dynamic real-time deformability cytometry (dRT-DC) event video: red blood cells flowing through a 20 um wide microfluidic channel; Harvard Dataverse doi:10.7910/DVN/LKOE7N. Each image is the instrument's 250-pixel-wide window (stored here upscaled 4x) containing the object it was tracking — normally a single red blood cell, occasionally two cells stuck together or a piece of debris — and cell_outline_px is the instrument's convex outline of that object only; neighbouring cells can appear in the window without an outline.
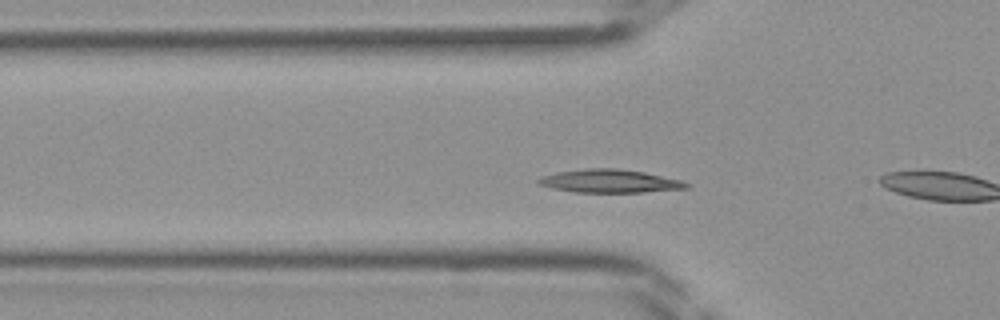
{"species": "Egyptian fruit bat (a non-hibernating species)", "species_latin": "Rousettus aegyptiacus", "temperature_condition": "room temperature", "stored_images_in_passage": 41, "camera_frame_rate_fps": 3000, "um_per_image_px": 0.085, "frame": {"image": 1, "passage_image": 10, "time_ms": 3.0, "image_size_px": [1000, 320], "cell_outline_px": [[692, 184], [688, 188], [644, 192], [572, 192], [552, 188], [540, 184], [536, 180], [540, 176], [560, 172], [588, 168], [616, 168], [644, 172], [680, 180]], "centroid_in_image_um": [51.84, 15.4], "position_along_channel_um": 74.0, "area_um2": 19.88}}
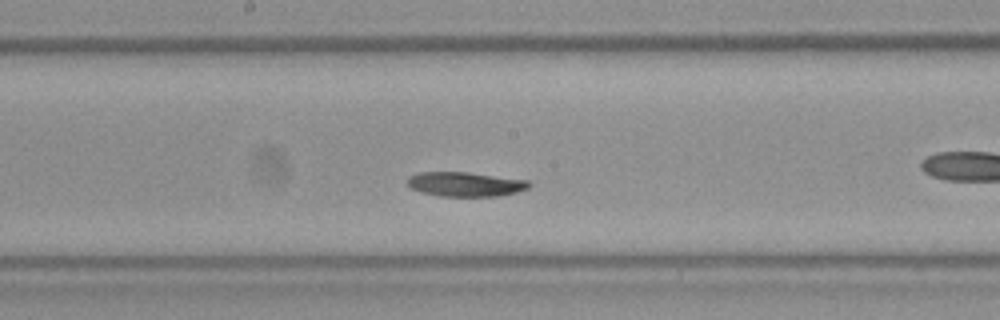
{"frame": {"image": 2, "passage_image": 19, "time_ms": 6.0, "image_size_px": [1000, 320], "cell_outline_px": [[532, 184], [528, 188], [516, 192], [500, 196], [440, 196], [420, 192], [408, 188], [408, 176], [420, 172], [468, 172], [528, 180]], "centroid_in_image_um": [39.53, 15.66], "position_along_channel_um": 208.7, "area_um2": 17.46}}
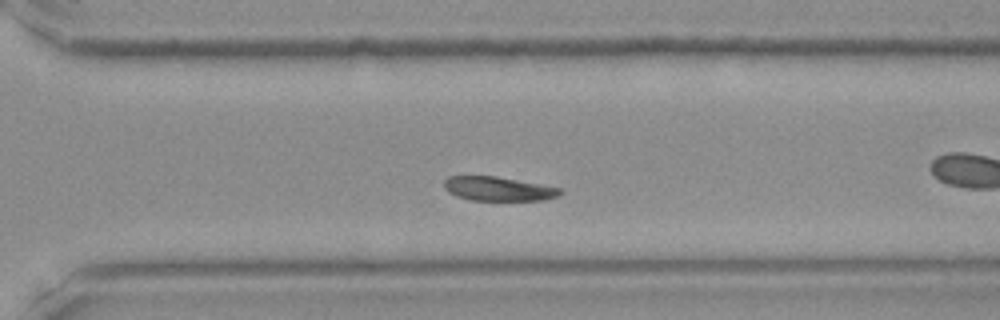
{"frame": {"image": 3, "passage_image": 27, "time_ms": 8.667, "image_size_px": [1000, 320], "cell_outline_px": [[564, 192], [560, 196], [544, 200], [468, 200], [456, 196], [448, 192], [444, 188], [444, 180], [448, 176], [496, 176], [540, 184], [560, 188]], "centroid_in_image_um": [42.35, 16.05], "position_along_channel_um": 328.2, "area_um2": 16.42}}